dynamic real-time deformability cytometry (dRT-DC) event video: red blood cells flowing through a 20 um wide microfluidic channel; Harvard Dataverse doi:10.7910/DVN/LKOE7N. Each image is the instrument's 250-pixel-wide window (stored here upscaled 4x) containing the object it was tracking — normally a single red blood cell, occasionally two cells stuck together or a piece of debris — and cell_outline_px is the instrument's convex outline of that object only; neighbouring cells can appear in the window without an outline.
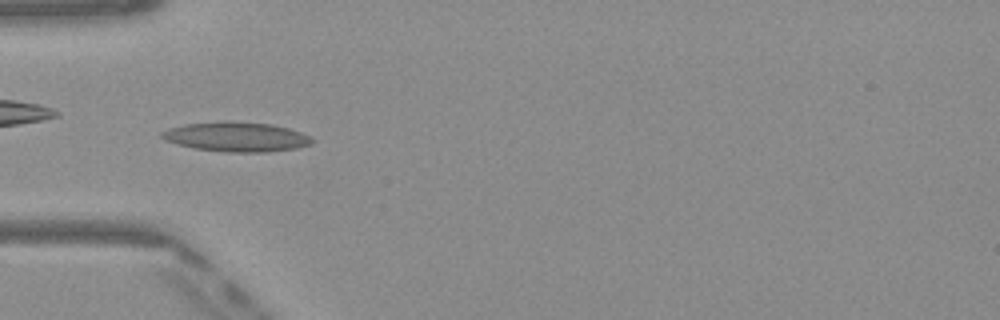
{"species": "Egyptian fruit bat (a non-hibernating species)", "species_latin": "Rousettus aegyptiacus", "temperature_condition": "warm", "stored_images_in_passage": 30, "camera_frame_rate_fps": 3000, "um_per_image_px": 0.085, "frame": {"image": 1, "passage_image": 5, "time_ms": 1.333, "image_size_px": [1000, 320], "cell_outline_px": [[316, 140], [312, 144], [296, 148], [264, 152], [228, 152], [196, 148], [164, 140], [160, 136], [160, 132], [168, 128], [184, 124], [224, 120], [268, 124], [288, 128], [300, 132]], "centroid_in_image_um": [20.07, 11.62], "position_along_channel_um": 64.9, "area_um2": 25.84}}
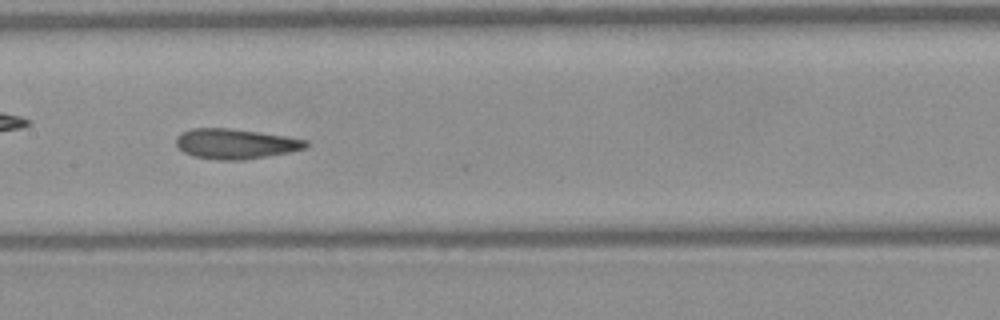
{"frame": {"image": 2, "passage_image": 14, "time_ms": 4.333, "image_size_px": [1000, 320], "cell_outline_px": [[312, 144], [304, 148], [288, 152], [244, 160], [220, 160], [192, 156], [184, 152], [176, 144], [176, 136], [180, 132], [192, 128], [228, 128], [288, 136], [308, 140]], "centroid_in_image_um": [20.02, 12.22], "position_along_channel_um": 187.4, "area_um2": 22.83}}
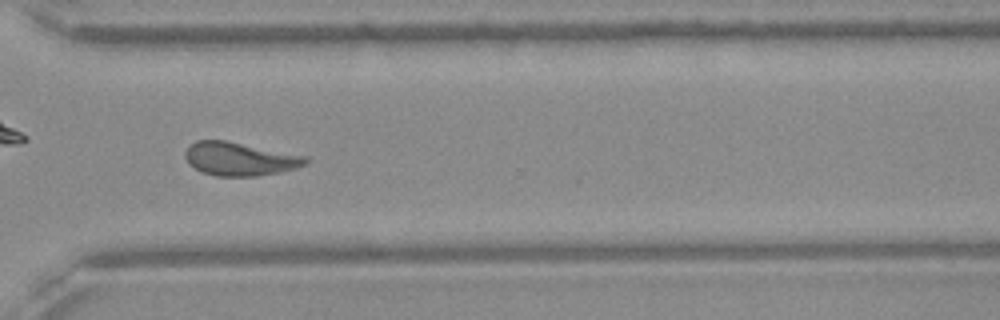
{"frame": {"image": 3, "passage_image": 26, "time_ms": 8.333, "image_size_px": [1000, 320], "cell_outline_px": [[308, 164], [296, 168], [256, 176], [216, 176], [204, 172], [188, 164], [184, 156], [184, 152], [196, 140], [224, 140], [308, 156]], "centroid_in_image_um": [20.38, 13.5], "position_along_channel_um": 350.2, "area_um2": 23.29}, "authors_computed_cell_mechanics": {"area_um2": 22.831, "velocity_mm_per_s": 4.0827, "shape_relaxation_time_tau1_ms": null, "shape_relaxation_time_tau2_ms": 2.3883, "deformation_change_tau1": null, "deformation_change_tau2": 0.112}}